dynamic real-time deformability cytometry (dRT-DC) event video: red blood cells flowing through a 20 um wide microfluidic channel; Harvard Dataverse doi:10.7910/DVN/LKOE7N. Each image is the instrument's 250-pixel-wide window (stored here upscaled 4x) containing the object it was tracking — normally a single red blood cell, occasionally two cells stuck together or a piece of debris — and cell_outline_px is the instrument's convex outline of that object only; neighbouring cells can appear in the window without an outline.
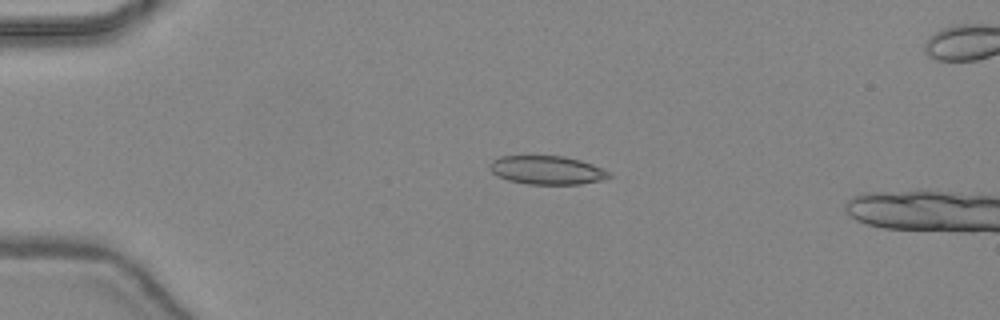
{"species": "common noctule bat (a hibernating species)", "species_latin": "Nyctalus noctula", "temperature_condition": "warm", "stored_images_in_passage": 16, "camera_frame_rate_fps": 3000, "um_per_image_px": 0.085, "animal": {"sex": "female", "body_mass_g": 24.6, "forearm_length_mm": 56.2}, "frame": {"image": 1, "passage_image": 12, "time_ms": 3.667, "image_size_px": [1000, 320], "cell_outline_px": [[612, 176], [604, 180], [580, 184], [528, 184], [508, 180], [492, 172], [488, 168], [488, 164], [492, 160], [500, 156], [564, 156], [580, 160], [592, 164], [608, 172]], "centroid_in_image_um": [46.48, 14.46], "position_along_channel_um": 38.5, "area_um2": 19.83}}